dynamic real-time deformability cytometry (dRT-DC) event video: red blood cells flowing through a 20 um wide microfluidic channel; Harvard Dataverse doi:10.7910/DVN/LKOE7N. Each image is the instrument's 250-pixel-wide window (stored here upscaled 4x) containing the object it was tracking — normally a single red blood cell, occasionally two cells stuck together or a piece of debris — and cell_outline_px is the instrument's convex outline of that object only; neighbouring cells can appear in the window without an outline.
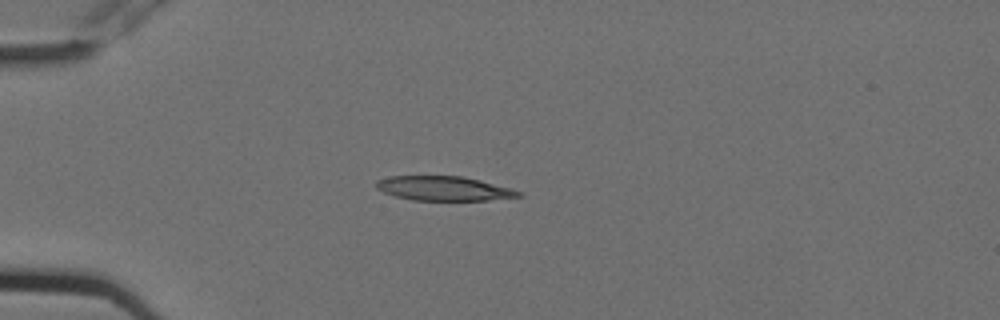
{"species": "Egyptian fruit bat (a non-hibernating species)", "species_latin": "Rousettus aegyptiacus", "temperature_condition": "cold", "stored_images_in_passage": 8, "camera_frame_rate_fps": 3000, "um_per_image_px": 0.085, "animal": {"sex": "female"}, "frame": {"image": 1, "passage_image": 3, "time_ms": 0.667, "image_size_px": [1000, 320], "cell_outline_px": [[524, 196], [488, 200], [412, 200], [396, 196], [384, 192], [376, 188], [376, 180], [388, 176], [460, 176], [480, 180], [512, 188], [524, 192]], "centroid_in_image_um": [37.76, 16.02], "position_along_channel_um": 47.2, "area_um2": 20.29}}
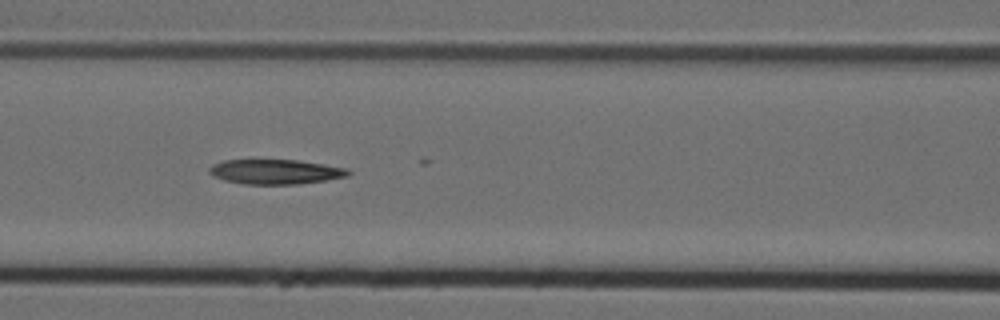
{"frame": {"image": 2, "passage_image": 6, "time_ms": 1.667, "image_size_px": [1000, 320], "cell_outline_px": [[352, 172], [348, 176], [324, 180], [296, 184], [244, 184], [224, 180], [212, 176], [208, 172], [208, 168], [212, 164], [224, 160], [296, 160], [348, 168]], "centroid_in_image_um": [23.38, 14.6], "position_along_channel_um": 143.2, "area_um2": 20.0}}
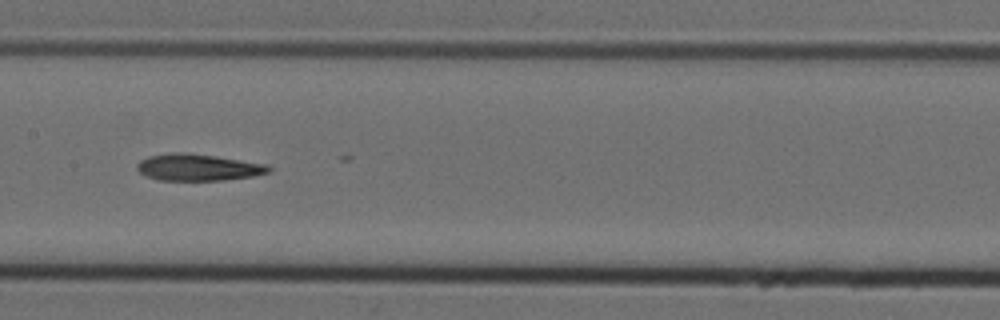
{"frame": {"image": 3, "passage_image": 7, "time_ms": 2.0, "image_size_px": [1000, 320], "cell_outline_px": [[272, 168], [268, 172], [252, 176], [224, 180], [160, 180], [148, 176], [140, 172], [136, 168], [136, 164], [140, 160], [148, 156], [172, 152], [188, 152], [216, 156], [268, 164]], "centroid_in_image_um": [16.83, 14.21], "position_along_channel_um": 190.6, "area_um2": 20.52}}